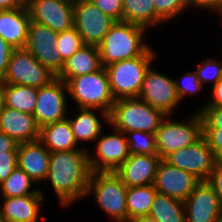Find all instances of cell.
I'll use <instances>...</instances> for the list:
<instances>
[{
    "mask_svg": "<svg viewBox=\"0 0 222 222\" xmlns=\"http://www.w3.org/2000/svg\"><path fill=\"white\" fill-rule=\"evenodd\" d=\"M156 10V26L176 19L189 9L188 0H153ZM186 10V11H185Z\"/></svg>",
    "mask_w": 222,
    "mask_h": 222,
    "instance_id": "obj_32",
    "label": "cell"
},
{
    "mask_svg": "<svg viewBox=\"0 0 222 222\" xmlns=\"http://www.w3.org/2000/svg\"><path fill=\"white\" fill-rule=\"evenodd\" d=\"M155 58L156 51L150 46L141 56L105 67L115 100L139 97L142 82L147 70L156 61Z\"/></svg>",
    "mask_w": 222,
    "mask_h": 222,
    "instance_id": "obj_4",
    "label": "cell"
},
{
    "mask_svg": "<svg viewBox=\"0 0 222 222\" xmlns=\"http://www.w3.org/2000/svg\"><path fill=\"white\" fill-rule=\"evenodd\" d=\"M158 191L153 184L127 188V222L135 217L148 215Z\"/></svg>",
    "mask_w": 222,
    "mask_h": 222,
    "instance_id": "obj_26",
    "label": "cell"
},
{
    "mask_svg": "<svg viewBox=\"0 0 222 222\" xmlns=\"http://www.w3.org/2000/svg\"><path fill=\"white\" fill-rule=\"evenodd\" d=\"M66 83L55 78L48 85L37 88V100L33 116L39 128L68 117Z\"/></svg>",
    "mask_w": 222,
    "mask_h": 222,
    "instance_id": "obj_10",
    "label": "cell"
},
{
    "mask_svg": "<svg viewBox=\"0 0 222 222\" xmlns=\"http://www.w3.org/2000/svg\"><path fill=\"white\" fill-rule=\"evenodd\" d=\"M68 97L73 99L78 108L99 109L110 113L115 98L112 95L109 78L105 67L66 82Z\"/></svg>",
    "mask_w": 222,
    "mask_h": 222,
    "instance_id": "obj_6",
    "label": "cell"
},
{
    "mask_svg": "<svg viewBox=\"0 0 222 222\" xmlns=\"http://www.w3.org/2000/svg\"><path fill=\"white\" fill-rule=\"evenodd\" d=\"M127 188L115 172H92L85 199L94 195L97 206L113 222H127Z\"/></svg>",
    "mask_w": 222,
    "mask_h": 222,
    "instance_id": "obj_5",
    "label": "cell"
},
{
    "mask_svg": "<svg viewBox=\"0 0 222 222\" xmlns=\"http://www.w3.org/2000/svg\"><path fill=\"white\" fill-rule=\"evenodd\" d=\"M26 5L27 0H0V9H15Z\"/></svg>",
    "mask_w": 222,
    "mask_h": 222,
    "instance_id": "obj_45",
    "label": "cell"
},
{
    "mask_svg": "<svg viewBox=\"0 0 222 222\" xmlns=\"http://www.w3.org/2000/svg\"><path fill=\"white\" fill-rule=\"evenodd\" d=\"M159 222H185L184 202L156 193L148 213Z\"/></svg>",
    "mask_w": 222,
    "mask_h": 222,
    "instance_id": "obj_27",
    "label": "cell"
},
{
    "mask_svg": "<svg viewBox=\"0 0 222 222\" xmlns=\"http://www.w3.org/2000/svg\"><path fill=\"white\" fill-rule=\"evenodd\" d=\"M122 21L156 27V10L153 0H123Z\"/></svg>",
    "mask_w": 222,
    "mask_h": 222,
    "instance_id": "obj_28",
    "label": "cell"
},
{
    "mask_svg": "<svg viewBox=\"0 0 222 222\" xmlns=\"http://www.w3.org/2000/svg\"><path fill=\"white\" fill-rule=\"evenodd\" d=\"M4 95H5V83L2 80H0V112L5 106Z\"/></svg>",
    "mask_w": 222,
    "mask_h": 222,
    "instance_id": "obj_47",
    "label": "cell"
},
{
    "mask_svg": "<svg viewBox=\"0 0 222 222\" xmlns=\"http://www.w3.org/2000/svg\"><path fill=\"white\" fill-rule=\"evenodd\" d=\"M39 131L33 114L6 106L0 112V132L14 138L18 143L39 140Z\"/></svg>",
    "mask_w": 222,
    "mask_h": 222,
    "instance_id": "obj_21",
    "label": "cell"
},
{
    "mask_svg": "<svg viewBox=\"0 0 222 222\" xmlns=\"http://www.w3.org/2000/svg\"><path fill=\"white\" fill-rule=\"evenodd\" d=\"M39 141L50 152L72 151L85 148L77 146L68 118L45 125L40 128Z\"/></svg>",
    "mask_w": 222,
    "mask_h": 222,
    "instance_id": "obj_25",
    "label": "cell"
},
{
    "mask_svg": "<svg viewBox=\"0 0 222 222\" xmlns=\"http://www.w3.org/2000/svg\"><path fill=\"white\" fill-rule=\"evenodd\" d=\"M17 167V151H4L0 154V183Z\"/></svg>",
    "mask_w": 222,
    "mask_h": 222,
    "instance_id": "obj_38",
    "label": "cell"
},
{
    "mask_svg": "<svg viewBox=\"0 0 222 222\" xmlns=\"http://www.w3.org/2000/svg\"><path fill=\"white\" fill-rule=\"evenodd\" d=\"M101 68V57L98 46L85 44L64 61V66L57 78L66 83L70 78L92 73Z\"/></svg>",
    "mask_w": 222,
    "mask_h": 222,
    "instance_id": "obj_24",
    "label": "cell"
},
{
    "mask_svg": "<svg viewBox=\"0 0 222 222\" xmlns=\"http://www.w3.org/2000/svg\"><path fill=\"white\" fill-rule=\"evenodd\" d=\"M161 160L158 154L130 155L114 172L127 187L150 185Z\"/></svg>",
    "mask_w": 222,
    "mask_h": 222,
    "instance_id": "obj_18",
    "label": "cell"
},
{
    "mask_svg": "<svg viewBox=\"0 0 222 222\" xmlns=\"http://www.w3.org/2000/svg\"><path fill=\"white\" fill-rule=\"evenodd\" d=\"M195 72L203 86L212 83L213 87L222 78V60L206 58L197 64Z\"/></svg>",
    "mask_w": 222,
    "mask_h": 222,
    "instance_id": "obj_34",
    "label": "cell"
},
{
    "mask_svg": "<svg viewBox=\"0 0 222 222\" xmlns=\"http://www.w3.org/2000/svg\"><path fill=\"white\" fill-rule=\"evenodd\" d=\"M200 180L191 173L174 167L162 159L154 179V188L158 193L184 202Z\"/></svg>",
    "mask_w": 222,
    "mask_h": 222,
    "instance_id": "obj_16",
    "label": "cell"
},
{
    "mask_svg": "<svg viewBox=\"0 0 222 222\" xmlns=\"http://www.w3.org/2000/svg\"><path fill=\"white\" fill-rule=\"evenodd\" d=\"M128 222H159V221L149 215H145V216L135 217L129 220Z\"/></svg>",
    "mask_w": 222,
    "mask_h": 222,
    "instance_id": "obj_46",
    "label": "cell"
},
{
    "mask_svg": "<svg viewBox=\"0 0 222 222\" xmlns=\"http://www.w3.org/2000/svg\"><path fill=\"white\" fill-rule=\"evenodd\" d=\"M31 17L26 6L0 9V37L13 48H25Z\"/></svg>",
    "mask_w": 222,
    "mask_h": 222,
    "instance_id": "obj_20",
    "label": "cell"
},
{
    "mask_svg": "<svg viewBox=\"0 0 222 222\" xmlns=\"http://www.w3.org/2000/svg\"><path fill=\"white\" fill-rule=\"evenodd\" d=\"M0 222H7V221L4 219V217L1 215V213H0Z\"/></svg>",
    "mask_w": 222,
    "mask_h": 222,
    "instance_id": "obj_48",
    "label": "cell"
},
{
    "mask_svg": "<svg viewBox=\"0 0 222 222\" xmlns=\"http://www.w3.org/2000/svg\"><path fill=\"white\" fill-rule=\"evenodd\" d=\"M77 109V110H76ZM75 113L71 117L68 115L72 133L74 135L76 143L79 145L80 142L84 143H94L95 140L103 132V123H101V118L104 123L109 124V114L99 110V109H89V108H76ZM100 112L99 116L96 112ZM78 112V113H77ZM70 117V118H69Z\"/></svg>",
    "mask_w": 222,
    "mask_h": 222,
    "instance_id": "obj_22",
    "label": "cell"
},
{
    "mask_svg": "<svg viewBox=\"0 0 222 222\" xmlns=\"http://www.w3.org/2000/svg\"><path fill=\"white\" fill-rule=\"evenodd\" d=\"M45 195L3 197L0 213L7 222H39Z\"/></svg>",
    "mask_w": 222,
    "mask_h": 222,
    "instance_id": "obj_23",
    "label": "cell"
},
{
    "mask_svg": "<svg viewBox=\"0 0 222 222\" xmlns=\"http://www.w3.org/2000/svg\"><path fill=\"white\" fill-rule=\"evenodd\" d=\"M27 7L32 21L55 32L74 27L73 0H27Z\"/></svg>",
    "mask_w": 222,
    "mask_h": 222,
    "instance_id": "obj_15",
    "label": "cell"
},
{
    "mask_svg": "<svg viewBox=\"0 0 222 222\" xmlns=\"http://www.w3.org/2000/svg\"><path fill=\"white\" fill-rule=\"evenodd\" d=\"M211 97L204 106L222 107V78L211 88Z\"/></svg>",
    "mask_w": 222,
    "mask_h": 222,
    "instance_id": "obj_43",
    "label": "cell"
},
{
    "mask_svg": "<svg viewBox=\"0 0 222 222\" xmlns=\"http://www.w3.org/2000/svg\"><path fill=\"white\" fill-rule=\"evenodd\" d=\"M189 9L198 8L208 11H216L219 15L222 12V0H188Z\"/></svg>",
    "mask_w": 222,
    "mask_h": 222,
    "instance_id": "obj_42",
    "label": "cell"
},
{
    "mask_svg": "<svg viewBox=\"0 0 222 222\" xmlns=\"http://www.w3.org/2000/svg\"><path fill=\"white\" fill-rule=\"evenodd\" d=\"M73 9L74 28L87 45L98 46L116 22L90 0H73Z\"/></svg>",
    "mask_w": 222,
    "mask_h": 222,
    "instance_id": "obj_11",
    "label": "cell"
},
{
    "mask_svg": "<svg viewBox=\"0 0 222 222\" xmlns=\"http://www.w3.org/2000/svg\"><path fill=\"white\" fill-rule=\"evenodd\" d=\"M185 222H218L222 218V206L207 181H200L184 201Z\"/></svg>",
    "mask_w": 222,
    "mask_h": 222,
    "instance_id": "obj_17",
    "label": "cell"
},
{
    "mask_svg": "<svg viewBox=\"0 0 222 222\" xmlns=\"http://www.w3.org/2000/svg\"><path fill=\"white\" fill-rule=\"evenodd\" d=\"M202 135L208 141L216 158L222 157V128L221 129H202Z\"/></svg>",
    "mask_w": 222,
    "mask_h": 222,
    "instance_id": "obj_39",
    "label": "cell"
},
{
    "mask_svg": "<svg viewBox=\"0 0 222 222\" xmlns=\"http://www.w3.org/2000/svg\"><path fill=\"white\" fill-rule=\"evenodd\" d=\"M174 85L180 102L183 101L186 96L197 95L204 89V86L200 83L199 78L197 77L195 69L193 71L185 72V74L181 76L180 82L174 80Z\"/></svg>",
    "mask_w": 222,
    "mask_h": 222,
    "instance_id": "obj_35",
    "label": "cell"
},
{
    "mask_svg": "<svg viewBox=\"0 0 222 222\" xmlns=\"http://www.w3.org/2000/svg\"><path fill=\"white\" fill-rule=\"evenodd\" d=\"M146 31L138 24L115 22L98 45L102 67L141 56L151 46L144 38Z\"/></svg>",
    "mask_w": 222,
    "mask_h": 222,
    "instance_id": "obj_2",
    "label": "cell"
},
{
    "mask_svg": "<svg viewBox=\"0 0 222 222\" xmlns=\"http://www.w3.org/2000/svg\"><path fill=\"white\" fill-rule=\"evenodd\" d=\"M56 76L43 66L26 48L14 49L8 69L2 81L40 88L48 85Z\"/></svg>",
    "mask_w": 222,
    "mask_h": 222,
    "instance_id": "obj_8",
    "label": "cell"
},
{
    "mask_svg": "<svg viewBox=\"0 0 222 222\" xmlns=\"http://www.w3.org/2000/svg\"><path fill=\"white\" fill-rule=\"evenodd\" d=\"M198 113L202 120V129L222 128V107L202 106Z\"/></svg>",
    "mask_w": 222,
    "mask_h": 222,
    "instance_id": "obj_36",
    "label": "cell"
},
{
    "mask_svg": "<svg viewBox=\"0 0 222 222\" xmlns=\"http://www.w3.org/2000/svg\"><path fill=\"white\" fill-rule=\"evenodd\" d=\"M34 181L18 166L0 183L1 197H21L28 195H45L40 189L32 190Z\"/></svg>",
    "mask_w": 222,
    "mask_h": 222,
    "instance_id": "obj_30",
    "label": "cell"
},
{
    "mask_svg": "<svg viewBox=\"0 0 222 222\" xmlns=\"http://www.w3.org/2000/svg\"><path fill=\"white\" fill-rule=\"evenodd\" d=\"M187 120L171 119L167 115L155 133L156 150L161 159L169 154L192 145L202 136V120L198 112H193Z\"/></svg>",
    "mask_w": 222,
    "mask_h": 222,
    "instance_id": "obj_7",
    "label": "cell"
},
{
    "mask_svg": "<svg viewBox=\"0 0 222 222\" xmlns=\"http://www.w3.org/2000/svg\"><path fill=\"white\" fill-rule=\"evenodd\" d=\"M36 100V87L5 84L4 102L6 107L33 114Z\"/></svg>",
    "mask_w": 222,
    "mask_h": 222,
    "instance_id": "obj_29",
    "label": "cell"
},
{
    "mask_svg": "<svg viewBox=\"0 0 222 222\" xmlns=\"http://www.w3.org/2000/svg\"><path fill=\"white\" fill-rule=\"evenodd\" d=\"M57 38L58 32L30 20L25 48L56 77L64 66L61 54L56 48Z\"/></svg>",
    "mask_w": 222,
    "mask_h": 222,
    "instance_id": "obj_14",
    "label": "cell"
},
{
    "mask_svg": "<svg viewBox=\"0 0 222 222\" xmlns=\"http://www.w3.org/2000/svg\"><path fill=\"white\" fill-rule=\"evenodd\" d=\"M19 143L7 134L0 132V154L4 151H18Z\"/></svg>",
    "mask_w": 222,
    "mask_h": 222,
    "instance_id": "obj_44",
    "label": "cell"
},
{
    "mask_svg": "<svg viewBox=\"0 0 222 222\" xmlns=\"http://www.w3.org/2000/svg\"><path fill=\"white\" fill-rule=\"evenodd\" d=\"M88 148L72 151L51 152L48 173L49 181L58 199L59 206L66 208L85 198L92 173Z\"/></svg>",
    "mask_w": 222,
    "mask_h": 222,
    "instance_id": "obj_1",
    "label": "cell"
},
{
    "mask_svg": "<svg viewBox=\"0 0 222 222\" xmlns=\"http://www.w3.org/2000/svg\"><path fill=\"white\" fill-rule=\"evenodd\" d=\"M207 183L213 188L217 194L222 206V163L218 161L215 168L210 173Z\"/></svg>",
    "mask_w": 222,
    "mask_h": 222,
    "instance_id": "obj_40",
    "label": "cell"
},
{
    "mask_svg": "<svg viewBox=\"0 0 222 222\" xmlns=\"http://www.w3.org/2000/svg\"><path fill=\"white\" fill-rule=\"evenodd\" d=\"M113 129V134L104 132L95 140L96 155L88 151L92 172H114L129 156V147L124 132Z\"/></svg>",
    "mask_w": 222,
    "mask_h": 222,
    "instance_id": "obj_12",
    "label": "cell"
},
{
    "mask_svg": "<svg viewBox=\"0 0 222 222\" xmlns=\"http://www.w3.org/2000/svg\"><path fill=\"white\" fill-rule=\"evenodd\" d=\"M15 48L8 44L2 37H0V80L5 76L11 54Z\"/></svg>",
    "mask_w": 222,
    "mask_h": 222,
    "instance_id": "obj_41",
    "label": "cell"
},
{
    "mask_svg": "<svg viewBox=\"0 0 222 222\" xmlns=\"http://www.w3.org/2000/svg\"><path fill=\"white\" fill-rule=\"evenodd\" d=\"M84 45L82 37L74 27L58 33L56 48L60 52L63 61L70 58Z\"/></svg>",
    "mask_w": 222,
    "mask_h": 222,
    "instance_id": "obj_33",
    "label": "cell"
},
{
    "mask_svg": "<svg viewBox=\"0 0 222 222\" xmlns=\"http://www.w3.org/2000/svg\"><path fill=\"white\" fill-rule=\"evenodd\" d=\"M97 8L116 22L122 21L123 0H90Z\"/></svg>",
    "mask_w": 222,
    "mask_h": 222,
    "instance_id": "obj_37",
    "label": "cell"
},
{
    "mask_svg": "<svg viewBox=\"0 0 222 222\" xmlns=\"http://www.w3.org/2000/svg\"><path fill=\"white\" fill-rule=\"evenodd\" d=\"M139 98L153 108L171 116L181 103L176 92L174 79L157 71L152 65L147 70L142 82Z\"/></svg>",
    "mask_w": 222,
    "mask_h": 222,
    "instance_id": "obj_13",
    "label": "cell"
},
{
    "mask_svg": "<svg viewBox=\"0 0 222 222\" xmlns=\"http://www.w3.org/2000/svg\"><path fill=\"white\" fill-rule=\"evenodd\" d=\"M51 152L39 141L19 143L17 166L25 171L30 178L44 183L49 167Z\"/></svg>",
    "mask_w": 222,
    "mask_h": 222,
    "instance_id": "obj_19",
    "label": "cell"
},
{
    "mask_svg": "<svg viewBox=\"0 0 222 222\" xmlns=\"http://www.w3.org/2000/svg\"><path fill=\"white\" fill-rule=\"evenodd\" d=\"M164 160L191 173L200 181H207L219 161L203 135L192 145L169 154Z\"/></svg>",
    "mask_w": 222,
    "mask_h": 222,
    "instance_id": "obj_9",
    "label": "cell"
},
{
    "mask_svg": "<svg viewBox=\"0 0 222 222\" xmlns=\"http://www.w3.org/2000/svg\"><path fill=\"white\" fill-rule=\"evenodd\" d=\"M166 114L139 97L115 100L109 113V126L122 131L156 133Z\"/></svg>",
    "mask_w": 222,
    "mask_h": 222,
    "instance_id": "obj_3",
    "label": "cell"
},
{
    "mask_svg": "<svg viewBox=\"0 0 222 222\" xmlns=\"http://www.w3.org/2000/svg\"><path fill=\"white\" fill-rule=\"evenodd\" d=\"M125 135L128 141L130 155L157 154L155 133H147L136 130V131L125 132Z\"/></svg>",
    "mask_w": 222,
    "mask_h": 222,
    "instance_id": "obj_31",
    "label": "cell"
}]
</instances>
